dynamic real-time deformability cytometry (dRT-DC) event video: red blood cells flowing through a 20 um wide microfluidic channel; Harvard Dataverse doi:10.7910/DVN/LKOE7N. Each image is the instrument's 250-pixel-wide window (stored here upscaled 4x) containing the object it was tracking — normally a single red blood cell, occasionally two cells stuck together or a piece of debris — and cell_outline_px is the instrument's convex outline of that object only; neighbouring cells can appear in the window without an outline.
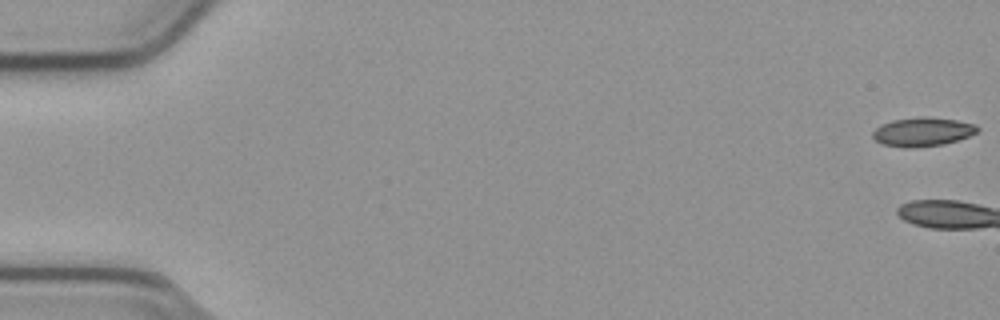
{"species": "common noctule bat (a hibernating species)", "species_latin": "Nyctalus noctula", "temperature_condition": "cold", "stored_images_in_passage": 9, "camera_frame_rate_fps": 3000, "um_per_image_px": 0.085, "animal": {"sex": "male", "body_mass_g": 23.1, "forearm_length_mm": 52.7}, "frame": {"image": 1, "passage_image": 1, "time_ms": 0.0, "image_size_px": [1000, 320], "cell_outline_px": [[980, 128], [976, 132], [968, 136], [944, 144], [912, 148], [904, 148], [884, 144], [876, 140], [872, 136], [872, 132], [880, 124], [892, 120], [924, 116], [956, 120], [976, 124]], "centroid_in_image_um": [78.4, 11.2], "position_along_channel_um": 6.6, "area_um2": 17.57}}